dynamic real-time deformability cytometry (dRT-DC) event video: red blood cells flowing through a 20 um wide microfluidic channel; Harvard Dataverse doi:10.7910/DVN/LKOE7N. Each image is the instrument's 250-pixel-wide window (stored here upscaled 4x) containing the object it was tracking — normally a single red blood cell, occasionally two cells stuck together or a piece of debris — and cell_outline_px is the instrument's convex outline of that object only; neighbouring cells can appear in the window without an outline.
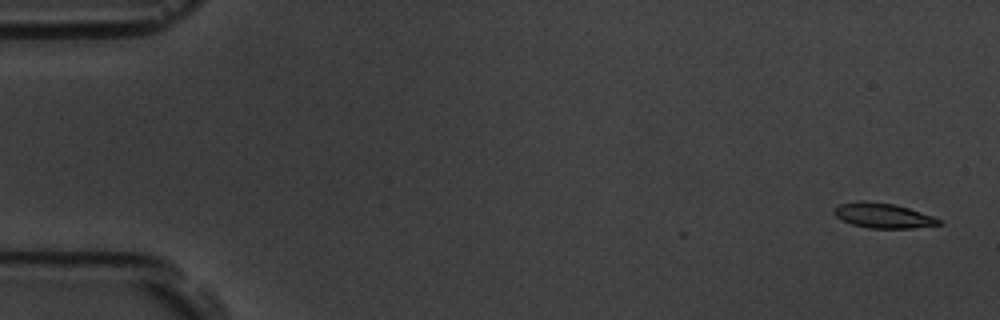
{"species": "common noctule bat (a hibernating species)", "species_latin": "Nyctalus noctula", "temperature_condition": "room temperature", "stored_images_in_passage": 8, "camera_frame_rate_fps": 3000, "um_per_image_px": 0.085, "animal": {"sex": "male", "body_mass_g": 19.5, "forearm_length_mm": 54.6}, "frame": {"image": 1, "passage_image": 1, "time_ms": 0.0, "image_size_px": [1000, 320], "cell_outline_px": [[940, 224], [912, 228], [868, 228], [852, 224], [836, 216], [832, 212], [832, 208], [840, 204], [856, 200], [864, 200], [892, 204], [908, 208], [932, 216], [940, 220]], "centroid_in_image_um": [74.98, 18.31], "position_along_channel_um": 10.0, "area_um2": 15.09}}
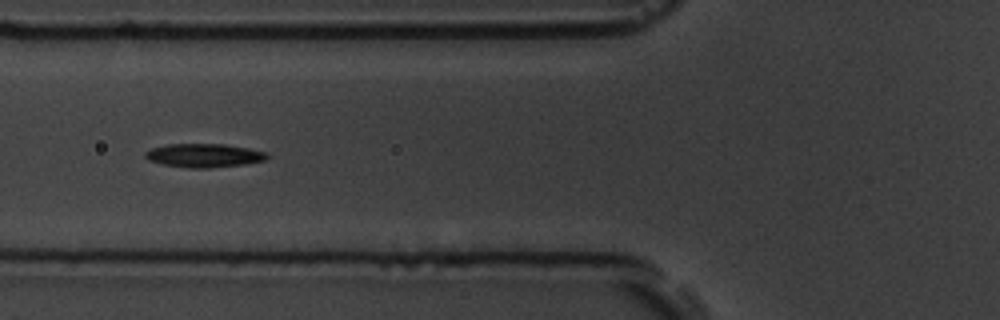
{"frame": {"image": 2, "passage_image": 7, "time_ms": 6.667, "image_size_px": [1000, 320], "cell_outline_px": [[272, 156], [264, 160], [244, 164], [208, 168], [188, 168], [164, 164], [148, 160], [144, 156], [144, 152], [152, 148], [168, 144], [224, 144], [248, 148], [268, 152]], "centroid_in_image_um": [17.37, 13.21], "position_along_channel_um": 108.4, "area_um2": 16.82}}
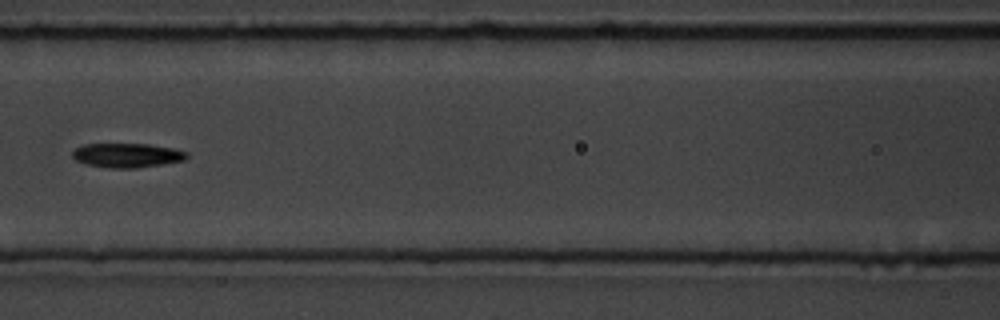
{"frame": {"image": 3, "passage_image": 8, "time_ms": 8.0, "image_size_px": [1000, 320], "cell_outline_px": [[188, 156], [184, 160], [164, 164], [136, 168], [108, 168], [88, 164], [76, 160], [72, 156], [72, 152], [76, 148], [84, 144], [148, 144], [172, 148], [188, 152]], "centroid_in_image_um": [10.81, 13.2], "position_along_channel_um": 155.8, "area_um2": 16.13}}